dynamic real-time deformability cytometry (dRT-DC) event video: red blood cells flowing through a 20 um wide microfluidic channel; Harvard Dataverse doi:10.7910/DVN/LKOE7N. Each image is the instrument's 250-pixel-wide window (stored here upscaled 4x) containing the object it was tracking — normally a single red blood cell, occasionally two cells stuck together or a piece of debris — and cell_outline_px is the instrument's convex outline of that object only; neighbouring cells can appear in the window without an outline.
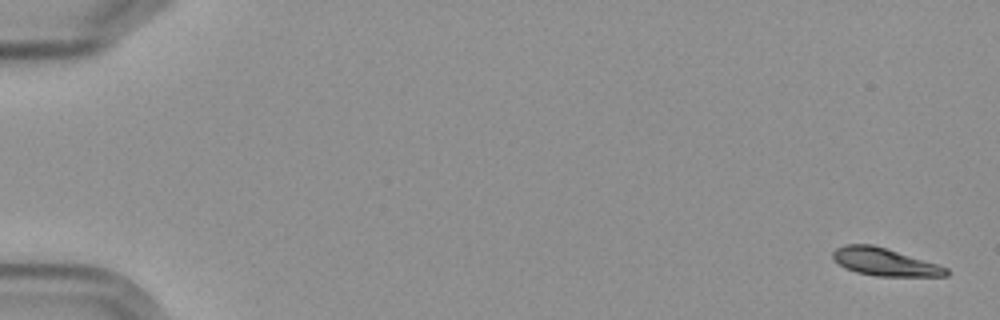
{"species": "Egyptian fruit bat (a non-hibernating species)", "species_latin": "Rousettus aegyptiacus", "temperature_condition": "cold", "stored_images_in_passage": 6, "camera_frame_rate_fps": 3000, "um_per_image_px": 0.085, "frame": {"image": 1, "passage_image": 1, "time_ms": 0.0, "image_size_px": [1000, 320], "cell_outline_px": [[948, 276], [876, 276], [856, 272], [844, 268], [832, 260], [832, 252], [836, 248], [844, 244], [872, 244], [936, 264], [948, 268]], "centroid_in_image_um": [75.12, 22.27], "position_along_channel_um": 9.9, "area_um2": 18.15}}
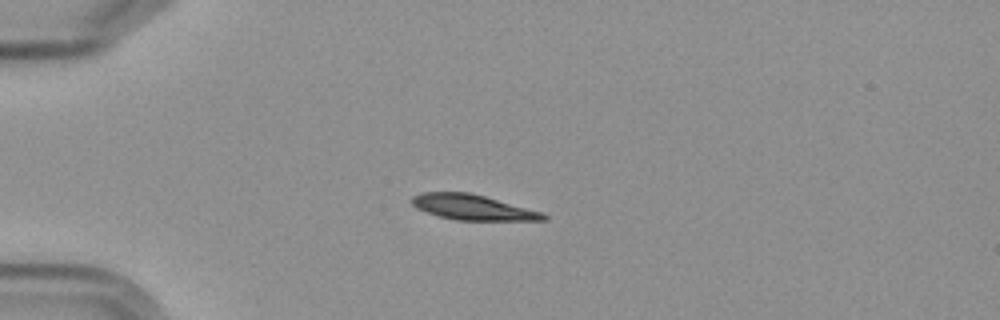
{"frame": {"image": 2, "passage_image": 5, "time_ms": 4.667, "image_size_px": [1000, 320], "cell_outline_px": [[548, 220], [456, 220], [440, 216], [416, 208], [412, 204], [412, 196], [420, 192], [468, 192], [484, 196], [544, 212], [548, 216]], "centroid_in_image_um": [40.2, 17.62], "position_along_channel_um": 44.8, "area_um2": 19.31}}